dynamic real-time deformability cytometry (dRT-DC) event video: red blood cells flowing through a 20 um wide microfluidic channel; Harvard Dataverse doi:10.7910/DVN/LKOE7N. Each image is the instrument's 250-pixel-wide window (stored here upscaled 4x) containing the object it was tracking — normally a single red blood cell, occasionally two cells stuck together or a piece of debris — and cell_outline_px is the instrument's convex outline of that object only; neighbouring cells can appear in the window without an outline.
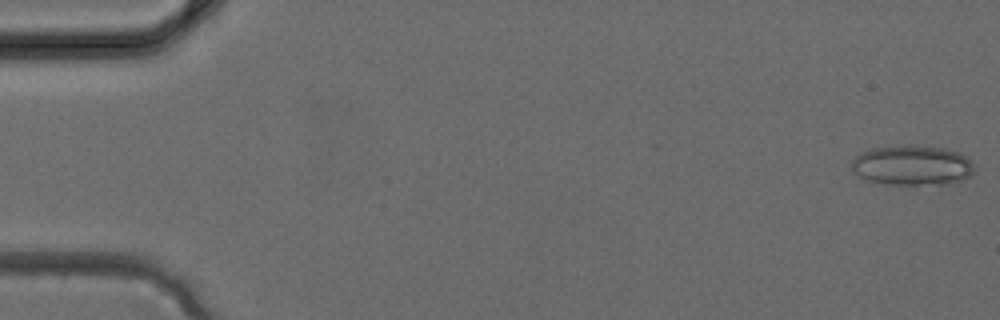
{"species": "common noctule bat (a hibernating species)", "species_latin": "Nyctalus noctula", "temperature_condition": "cold", "stored_images_in_passage": 3, "camera_frame_rate_fps": 3000, "um_per_image_px": 0.085, "animal": {"sex": "female", "body_mass_g": 24.6, "forearm_length_mm": 56.2}, "frame": {"image": 1, "passage_image": 1, "time_ms": 0.0, "image_size_px": [1000, 320], "cell_outline_px": [[972, 172], [968, 176], [960, 180], [944, 184], [888, 184], [868, 180], [852, 172], [852, 160], [860, 152], [872, 148], [908, 144], [912, 144], [944, 148], [960, 152], [972, 160]], "centroid_in_image_um": [77.51, 14.02], "position_along_channel_um": 7.5, "area_um2": 28.67}}